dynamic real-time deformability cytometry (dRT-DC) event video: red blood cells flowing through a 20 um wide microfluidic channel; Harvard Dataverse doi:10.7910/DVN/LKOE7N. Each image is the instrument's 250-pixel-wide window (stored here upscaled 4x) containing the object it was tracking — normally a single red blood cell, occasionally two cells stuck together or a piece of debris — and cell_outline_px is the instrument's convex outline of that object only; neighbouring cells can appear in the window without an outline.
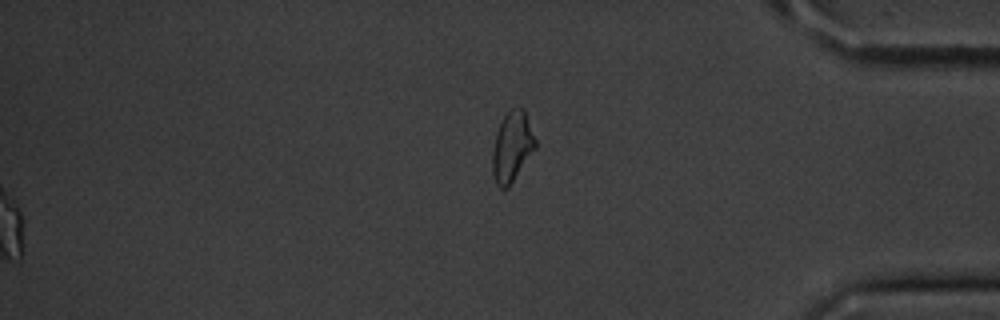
{"species": "common noctule bat (a hibernating species)", "species_latin": "Nyctalus noctula", "temperature_condition": "cold", "stored_images_in_passage": 56, "segment_of_instrument_passage": [2, 2], "camera_frame_rate_fps": 3000, "um_per_image_px": 0.085, "animal": {"sex": "male", "body_mass_g": 20.1, "forearm_length_mm": 53.5}, "frame": {"image": 1, "passage_image": 56, "time_ms": 18.333, "image_size_px": [1000, 320], "cell_outline_px": [[536, 148], [508, 188], [500, 188], [496, 184], [492, 172], [492, 152], [496, 132], [504, 116], [512, 108], [524, 108], [536, 140]], "centroid_in_image_um": [43.52, 12.48], "position_along_channel_um": 391.7, "area_um2": 17.51}}